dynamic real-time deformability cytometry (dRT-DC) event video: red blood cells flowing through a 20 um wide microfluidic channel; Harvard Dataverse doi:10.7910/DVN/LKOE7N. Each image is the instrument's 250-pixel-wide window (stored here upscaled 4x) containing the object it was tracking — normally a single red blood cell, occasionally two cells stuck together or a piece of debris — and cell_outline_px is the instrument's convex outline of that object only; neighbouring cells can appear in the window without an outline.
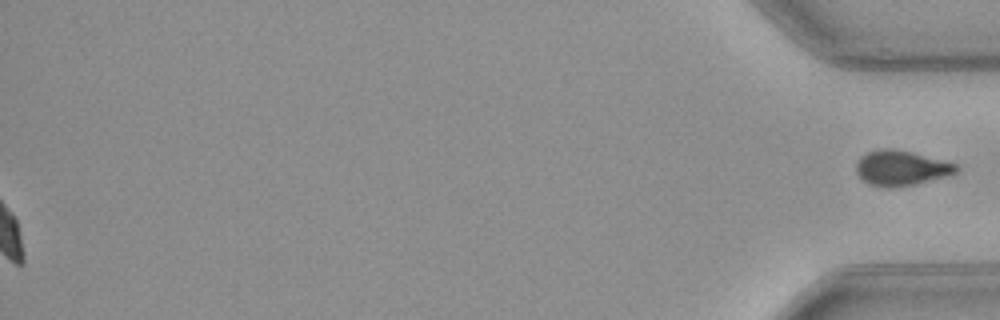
{"species": "common noctule bat (a hibernating species)", "species_latin": "Nyctalus noctula", "temperature_condition": "warm", "stored_images_in_passage": 50, "segment_of_instrument_passage": [2, 2], "camera_frame_rate_fps": 3000, "um_per_image_px": 0.085, "animal": {"sex": "female", "body_mass_g": 21.9}, "frame": {"image": 1, "passage_image": 50, "time_ms": 16.333, "image_size_px": [1000, 320], "cell_outline_px": [[960, 168], [956, 172], [948, 176], [916, 184], [892, 188], [868, 184], [856, 172], [856, 164], [860, 156], [868, 152], [880, 148], [892, 148], [912, 152], [956, 164]], "centroid_in_image_um": [76.59, 14.28], "position_along_channel_um": 358.6, "area_um2": 20.46}}